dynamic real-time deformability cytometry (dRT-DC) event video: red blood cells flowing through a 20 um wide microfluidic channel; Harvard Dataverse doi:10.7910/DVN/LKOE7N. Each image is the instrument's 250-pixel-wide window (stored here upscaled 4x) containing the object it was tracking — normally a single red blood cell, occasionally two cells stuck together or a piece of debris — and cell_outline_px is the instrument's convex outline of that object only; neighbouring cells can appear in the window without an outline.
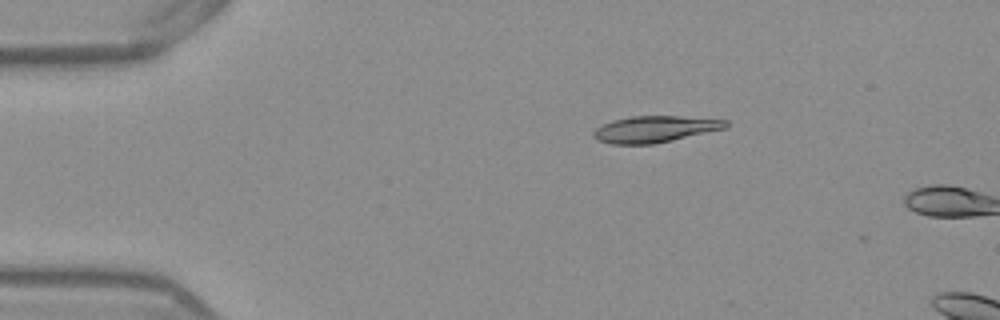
{"species": "Egyptian fruit bat (a non-hibernating species)", "species_latin": "Rousettus aegyptiacus", "temperature_condition": "warm", "stored_images_in_passage": 2, "camera_frame_rate_fps": 3000, "um_per_image_px": 0.085, "frame": {"image": 1, "passage_image": 1, "time_ms": 0.0, "image_size_px": [1000, 320], "cell_outline_px": [[728, 124], [724, 128], [672, 140], [652, 144], [612, 144], [596, 140], [592, 136], [592, 132], [596, 128], [612, 120], [632, 116], [680, 116], [728, 120]], "centroid_in_image_um": [55.61, 10.97], "position_along_channel_um": 29.4, "area_um2": 20.23}}